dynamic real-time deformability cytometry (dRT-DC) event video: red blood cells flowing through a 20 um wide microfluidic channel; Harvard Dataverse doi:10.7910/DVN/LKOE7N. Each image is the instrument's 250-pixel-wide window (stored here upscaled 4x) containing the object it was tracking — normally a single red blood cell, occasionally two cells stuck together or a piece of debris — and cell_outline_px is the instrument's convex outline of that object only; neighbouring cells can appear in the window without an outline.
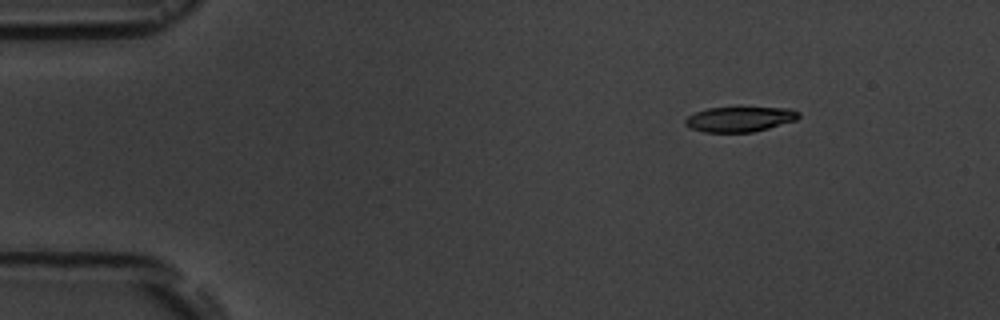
{"species": "common noctule bat (a hibernating species)", "species_latin": "Nyctalus noctula", "temperature_condition": "room temperature", "stored_images_in_passage": 5, "camera_frame_rate_fps": 3000, "um_per_image_px": 0.085, "animal": {"sex": "male", "body_mass_g": 19.5, "forearm_length_mm": 54.6}, "frame": {"image": 1, "passage_image": 1, "time_ms": 0.0, "image_size_px": [1000, 320], "cell_outline_px": [[800, 116], [796, 120], [768, 128], [752, 132], [704, 132], [692, 128], [684, 124], [684, 120], [688, 116], [696, 112], [708, 108], [792, 108], [800, 112]], "centroid_in_image_um": [62.89, 10.13], "position_along_channel_um": 22.1, "area_um2": 16.42}}
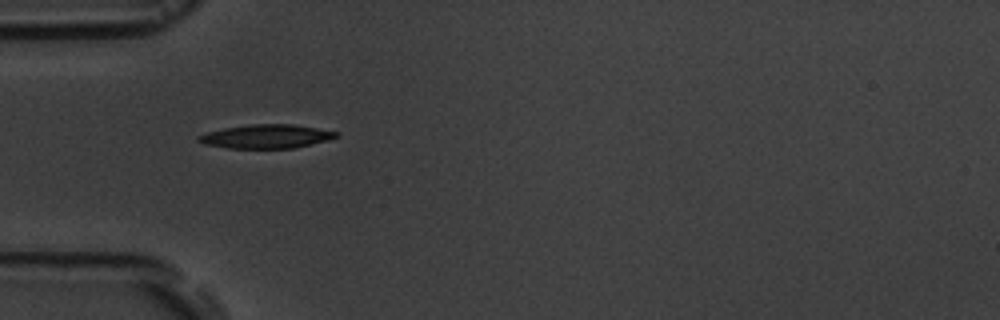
{"frame": {"image": 2, "passage_image": 4, "time_ms": 3.333, "image_size_px": [1000, 320], "cell_outline_px": [[340, 136], [292, 148], [228, 148], [204, 144], [196, 140], [196, 136], [208, 132], [224, 128], [252, 124], [292, 124], [340, 132]], "centroid_in_image_um": [22.59, 11.59], "position_along_channel_um": 62.4, "area_um2": 18.84}}
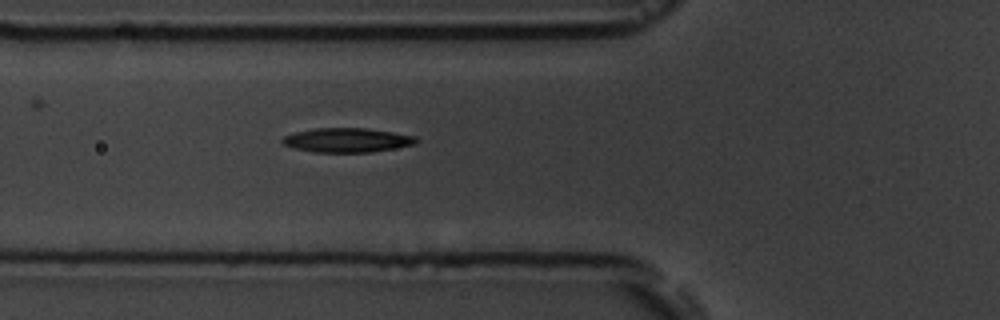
{"frame": {"image": 3, "passage_image": 5, "time_ms": 4.333, "image_size_px": [1000, 320], "cell_outline_px": [[420, 140], [416, 144], [372, 152], [316, 152], [296, 148], [284, 144], [280, 140], [284, 136], [296, 132], [316, 128], [368, 128], [416, 136]], "centroid_in_image_um": [29.55, 11.9], "position_along_channel_um": 96.2, "area_um2": 18.84}}